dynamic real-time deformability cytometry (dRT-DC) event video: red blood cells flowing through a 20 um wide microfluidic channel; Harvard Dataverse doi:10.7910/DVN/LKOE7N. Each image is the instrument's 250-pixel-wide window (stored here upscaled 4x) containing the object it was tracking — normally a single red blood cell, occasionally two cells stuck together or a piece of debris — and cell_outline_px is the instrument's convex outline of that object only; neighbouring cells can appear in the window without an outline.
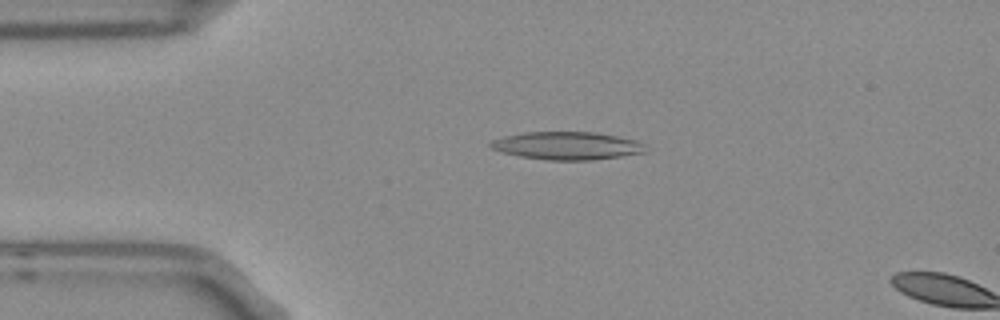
{"species": "Egyptian fruit bat (a non-hibernating species)", "species_latin": "Rousettus aegyptiacus", "temperature_condition": "room temperature", "stored_images_in_passage": 3, "camera_frame_rate_fps": 3000, "um_per_image_px": 0.085, "frame": {"image": 1, "passage_image": 2, "time_ms": 0.333, "image_size_px": [1000, 320], "cell_outline_px": [[644, 152], [620, 156], [592, 160], [544, 160], [520, 156], [500, 152], [492, 148], [488, 144], [492, 140], [504, 136], [524, 132], [596, 132], [636, 140], [644, 144]], "centroid_in_image_um": [48.15, 12.38], "position_along_channel_um": 36.9, "area_um2": 25.09}}